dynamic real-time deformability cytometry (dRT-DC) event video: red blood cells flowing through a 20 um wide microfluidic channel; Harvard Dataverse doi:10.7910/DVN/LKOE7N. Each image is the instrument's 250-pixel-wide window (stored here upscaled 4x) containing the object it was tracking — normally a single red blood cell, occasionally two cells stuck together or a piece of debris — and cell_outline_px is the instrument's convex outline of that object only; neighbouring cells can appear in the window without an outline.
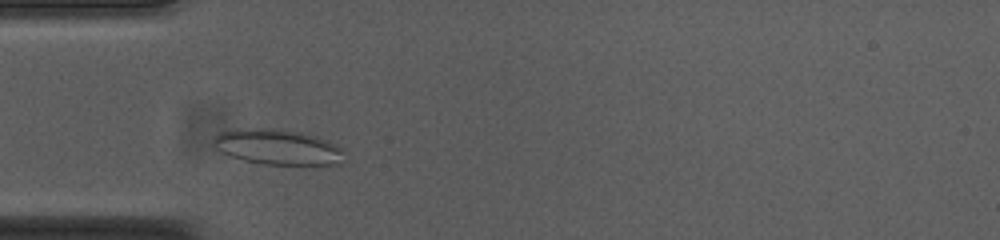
{"species": "common noctule bat (a hibernating species)", "species_latin": "Nyctalus noctula", "temperature_condition": "cold", "stored_images_in_passage": 35, "camera_frame_rate_fps": 3000, "um_per_image_px": 0.085, "animal": {"sex": "female", "body_mass_g": 23.0, "forearm_length_mm": 53.4}, "frame": {"image": 1, "passage_image": 6, "time_ms": 1.667, "image_size_px": [1000, 240], "cell_outline_px": [[344, 164], [260, 164], [244, 160], [220, 152], [212, 144], [212, 140], [216, 132], [236, 128], [272, 128], [300, 132], [316, 136], [328, 140], [344, 148]], "centroid_in_image_um": [23.59, 12.48], "position_along_channel_um": 61.4, "area_um2": 27.46}}
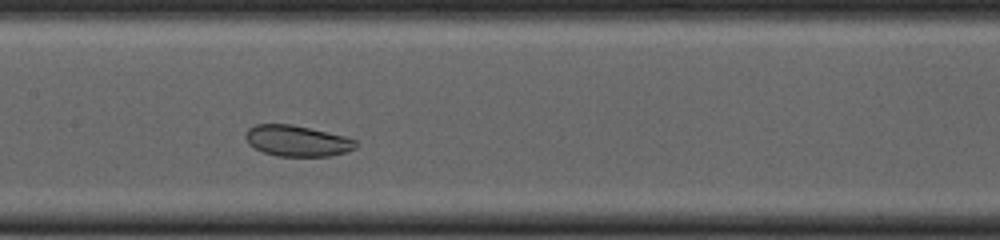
{"frame": {"image": 2, "passage_image": 16, "time_ms": 5.0, "image_size_px": [1000, 240], "cell_outline_px": [[356, 148], [348, 152], [328, 156], [276, 156], [264, 152], [248, 144], [244, 136], [244, 132], [248, 128], [256, 124], [292, 124], [344, 136], [356, 140]], "centroid_in_image_um": [25.23, 11.97], "position_along_channel_um": 182.2, "area_um2": 19.94}}
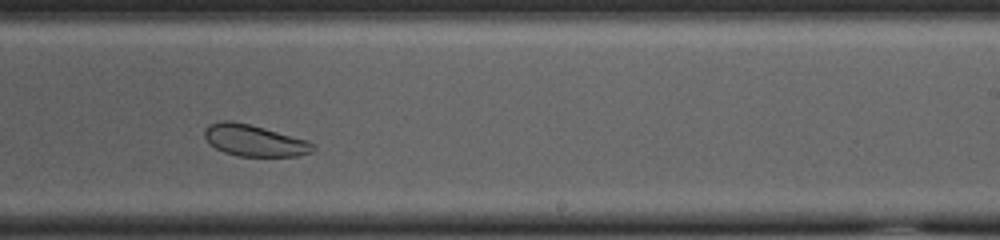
{"frame": {"image": 3, "passage_image": 23, "time_ms": 7.333, "image_size_px": [1000, 240], "cell_outline_px": [[316, 148], [312, 152], [296, 156], [240, 156], [224, 152], [216, 148], [204, 136], [204, 128], [208, 124], [220, 120], [228, 120], [248, 124], [264, 128], [308, 140]], "centroid_in_image_um": [21.61, 11.93], "position_along_channel_um": 267.4, "area_um2": 19.77}, "authors_computed_cell_mechanics": {"area_um2": 22.4842, "velocity_mm_per_s": 3.6646, "shape_relaxation_time_tau1_ms": null, "shape_relaxation_time_tau2_ms": 8.5701, "deformation_change_tau1": null, "deformation_change_tau2": 0.1106}}